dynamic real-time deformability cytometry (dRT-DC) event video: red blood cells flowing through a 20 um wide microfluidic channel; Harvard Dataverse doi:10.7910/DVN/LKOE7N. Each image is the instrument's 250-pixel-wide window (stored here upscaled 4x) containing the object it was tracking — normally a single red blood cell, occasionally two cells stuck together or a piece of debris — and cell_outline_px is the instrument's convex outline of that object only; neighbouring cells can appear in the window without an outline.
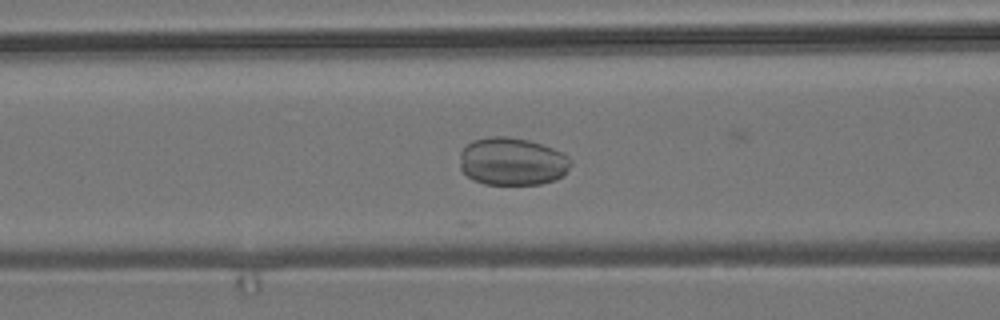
{"species": "common noctule bat (a hibernating species)", "species_latin": "Nyctalus noctula", "temperature_condition": "room temperature", "stored_images_in_passage": 31, "camera_frame_rate_fps": 3000, "um_per_image_px": 0.085, "animal": {"sex": "male", "body_mass_g": 19.2, "forearm_length_mm": 51.8}, "frame": {"image": 1, "passage_image": 22, "time_ms": 7.0, "image_size_px": [1000, 320], "cell_outline_px": [[572, 164], [556, 180], [540, 184], [484, 184], [472, 180], [460, 168], [460, 152], [472, 140], [492, 136], [508, 136], [528, 140], [564, 152], [572, 160]], "centroid_in_image_um": [43.53, 13.72], "position_along_channel_um": 123.1, "area_um2": 30.98}}
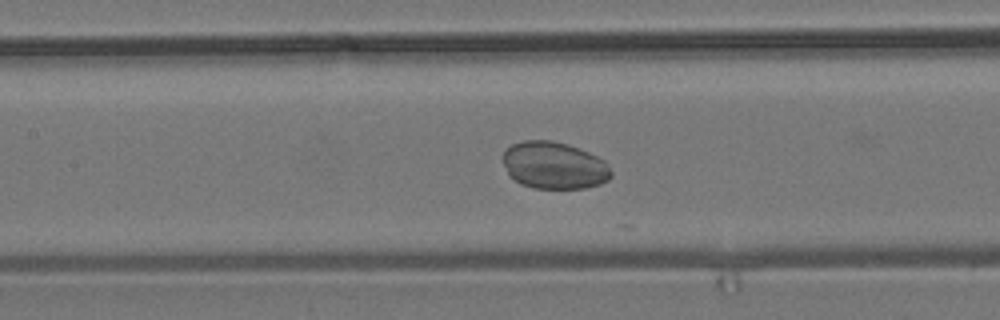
{"frame": {"image": 2, "passage_image": 25, "time_ms": 8.0, "image_size_px": [1000, 320], "cell_outline_px": [[612, 176], [608, 180], [600, 184], [588, 188], [532, 188], [520, 184], [512, 180], [508, 176], [500, 156], [512, 144], [524, 140], [552, 140], [568, 144], [580, 148], [604, 160], [608, 164], [612, 172]], "centroid_in_image_um": [47.07, 14.06], "position_along_channel_um": 160.3, "area_um2": 30.29}}
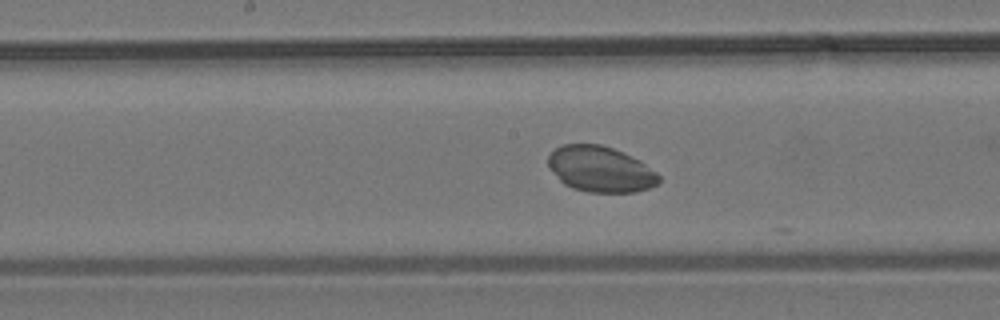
{"frame": {"image": 3, "passage_image": 28, "time_ms": 9.0, "image_size_px": [1000, 320], "cell_outline_px": [[660, 180], [656, 184], [648, 188], [636, 192], [588, 192], [572, 188], [564, 184], [548, 168], [548, 156], [556, 148], [564, 144], [600, 144], [612, 148], [640, 160], [656, 172], [660, 176]], "centroid_in_image_um": [51.02, 14.38], "position_along_channel_um": 197.2, "area_um2": 29.42}}